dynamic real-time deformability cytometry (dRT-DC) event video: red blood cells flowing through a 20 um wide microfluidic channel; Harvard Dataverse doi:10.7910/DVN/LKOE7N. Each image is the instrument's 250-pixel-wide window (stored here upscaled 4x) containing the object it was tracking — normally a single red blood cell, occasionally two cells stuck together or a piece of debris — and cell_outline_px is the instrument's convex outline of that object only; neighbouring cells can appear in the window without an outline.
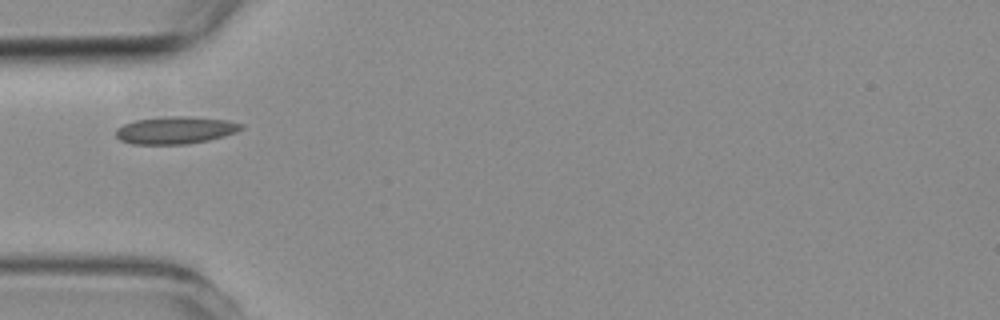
{"species": "common noctule bat (a hibernating species)", "species_latin": "Nyctalus noctula", "temperature_condition": "room temperature", "stored_images_in_passage": 1, "camera_frame_rate_fps": 3000, "um_per_image_px": 0.085, "animal": {"sex": "female", "body_mass_g": 19.3, "forearm_length_mm": 54.1}, "frame": {"image": 1, "passage_image": 1, "time_ms": 0.0, "image_size_px": [1000, 320], "cell_outline_px": [[244, 128], [236, 132], [224, 136], [208, 140], [188, 144], [132, 144], [120, 140], [116, 136], [116, 128], [124, 124], [136, 120], [172, 116], [184, 116], [228, 120], [244, 124]], "centroid_in_image_um": [14.93, 11.07], "position_along_channel_um": 70.1, "area_um2": 19.94}}